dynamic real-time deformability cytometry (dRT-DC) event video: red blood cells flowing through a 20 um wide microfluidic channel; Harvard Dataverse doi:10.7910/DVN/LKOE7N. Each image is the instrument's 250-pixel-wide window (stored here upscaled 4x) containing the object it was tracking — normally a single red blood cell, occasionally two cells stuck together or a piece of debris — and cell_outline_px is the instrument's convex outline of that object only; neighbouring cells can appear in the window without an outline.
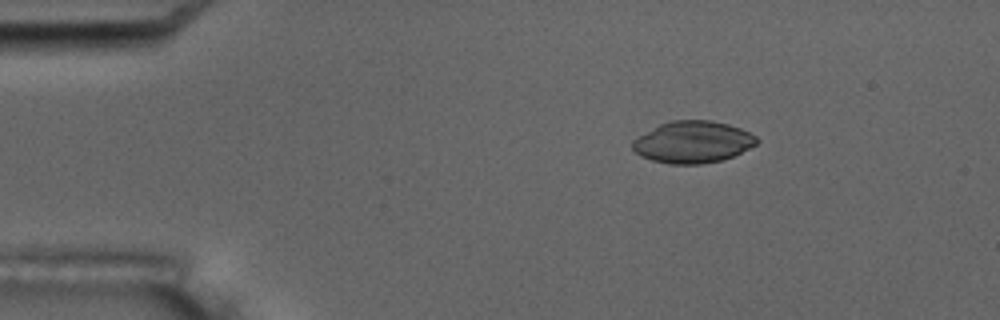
{"species": "common noctule bat (a hibernating species)", "species_latin": "Nyctalus noctula", "temperature_condition": "room temperature", "stored_images_in_passage": 5, "camera_frame_rate_fps": 3000, "um_per_image_px": 0.085, "animal": {"sex": "male", "body_mass_g": 17.5, "forearm_length_mm": 52.3}, "frame": {"image": 1, "passage_image": 3, "time_ms": 2.333, "image_size_px": [1000, 320], "cell_outline_px": [[760, 140], [756, 144], [732, 156], [720, 160], [700, 164], [668, 164], [652, 160], [640, 156], [632, 148], [632, 140], [660, 124], [672, 120], [712, 120], [728, 124], [740, 128], [756, 136]], "centroid_in_image_um": [58.87, 12.07], "position_along_channel_um": 26.1, "area_um2": 30.11}}